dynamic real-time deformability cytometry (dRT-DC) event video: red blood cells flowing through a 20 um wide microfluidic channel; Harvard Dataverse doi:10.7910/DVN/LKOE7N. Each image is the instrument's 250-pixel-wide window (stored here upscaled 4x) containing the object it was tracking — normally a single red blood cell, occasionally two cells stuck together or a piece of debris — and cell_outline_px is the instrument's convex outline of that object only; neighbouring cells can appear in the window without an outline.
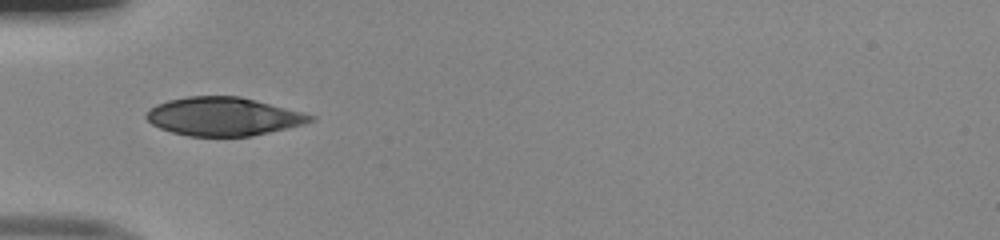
{"species": "human", "species_latin": "Homo sapiens", "temperature_condition": "room temperature", "stored_images_in_passage": 35, "camera_frame_rate_fps": 3000, "um_per_image_px": 0.085, "donor": {"sex": "male"}, "frame": {"image": 1, "passage_image": 1, "time_ms": 0.0, "image_size_px": [1000, 240], "cell_outline_px": [[316, 120], [304, 124], [288, 128], [252, 136], [188, 136], [172, 132], [160, 128], [152, 124], [144, 116], [144, 112], [148, 108], [156, 104], [168, 100], [188, 96], [240, 96], [316, 116]], "centroid_in_image_um": [18.95, 9.9], "position_along_channel_um": 66.0, "area_um2": 36.76}}
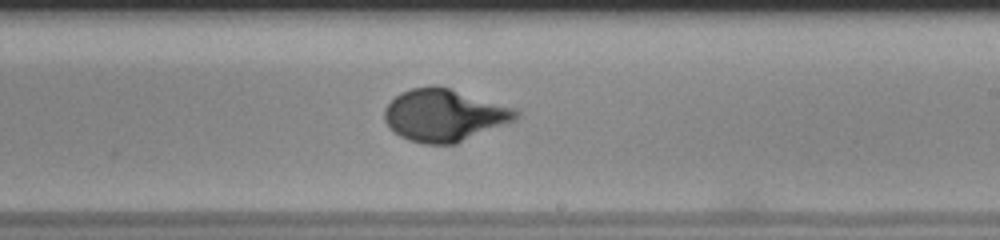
{"frame": {"image": 2, "passage_image": 15, "time_ms": 4.667, "image_size_px": [1000, 240], "cell_outline_px": [[520, 116], [516, 120], [456, 144], [424, 144], [408, 140], [400, 136], [384, 120], [384, 108], [400, 92], [412, 88], [436, 84], [516, 108], [520, 112]], "centroid_in_image_um": [37.79, 9.79], "position_along_channel_um": 251.2, "area_um2": 40.17}}
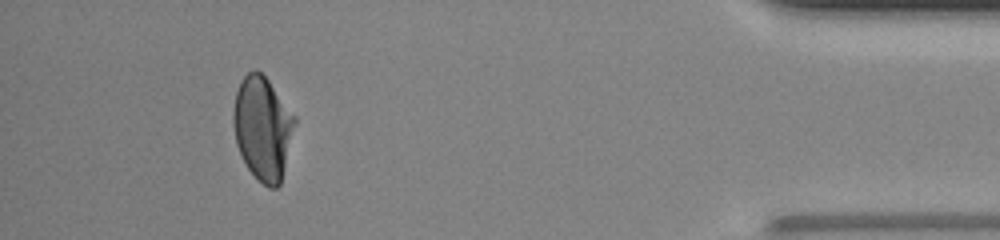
{"frame": {"image": 3, "passage_image": 31, "time_ms": 10.0, "image_size_px": [1000, 240], "cell_outline_px": [[296, 120], [280, 184], [276, 188], [268, 188], [248, 168], [236, 144], [232, 124], [232, 112], [236, 92], [240, 80], [252, 68], [256, 68], [268, 80], [296, 116]], "centroid_in_image_um": [22.3, 10.84], "position_along_channel_um": 412.9, "area_um2": 36.88}, "authors_computed_cell_mechanics": {"area_um2": 38.4948, "velocity_mm_per_s": 4.0084, "shape_relaxation_time_tau1_ms": 4.2356, "shape_relaxation_time_tau2_ms": null, "deformation_change_tau1": 0.2198, "deformation_change_tau2": null}}